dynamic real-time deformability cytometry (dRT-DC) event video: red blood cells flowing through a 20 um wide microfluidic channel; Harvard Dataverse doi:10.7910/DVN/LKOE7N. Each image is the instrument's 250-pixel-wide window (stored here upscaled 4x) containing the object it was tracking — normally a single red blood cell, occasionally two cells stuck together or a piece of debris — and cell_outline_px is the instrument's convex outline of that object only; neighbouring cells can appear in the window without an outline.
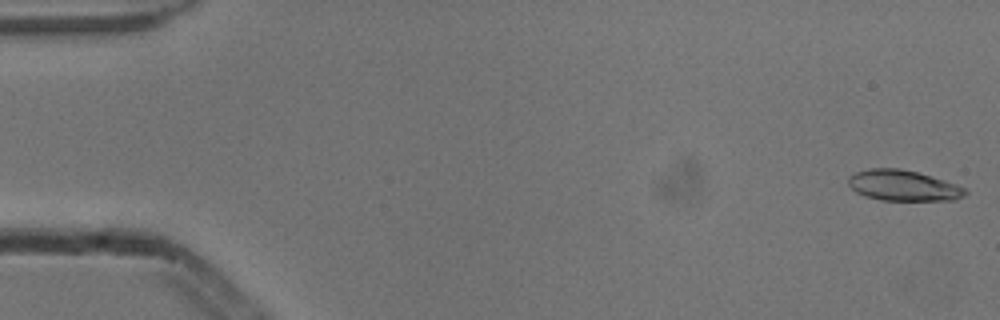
{"species": "common noctule bat (a hibernating species)", "species_latin": "Nyctalus noctula", "temperature_condition": "cold", "stored_images_in_passage": 3, "camera_frame_rate_fps": 3000, "um_per_image_px": 0.085, "animal": {"sex": "male", "body_mass_g": 13.3}, "frame": {"image": 1, "passage_image": 1, "time_ms": 0.0, "image_size_px": [1000, 320], "cell_outline_px": [[968, 192], [964, 196], [956, 200], [880, 200], [864, 196], [856, 192], [848, 184], [848, 176], [856, 172], [872, 168], [900, 168], [916, 172], [944, 180], [956, 184], [964, 188]], "centroid_in_image_um": [76.76, 15.77], "position_along_channel_um": 8.2, "area_um2": 20.87}}